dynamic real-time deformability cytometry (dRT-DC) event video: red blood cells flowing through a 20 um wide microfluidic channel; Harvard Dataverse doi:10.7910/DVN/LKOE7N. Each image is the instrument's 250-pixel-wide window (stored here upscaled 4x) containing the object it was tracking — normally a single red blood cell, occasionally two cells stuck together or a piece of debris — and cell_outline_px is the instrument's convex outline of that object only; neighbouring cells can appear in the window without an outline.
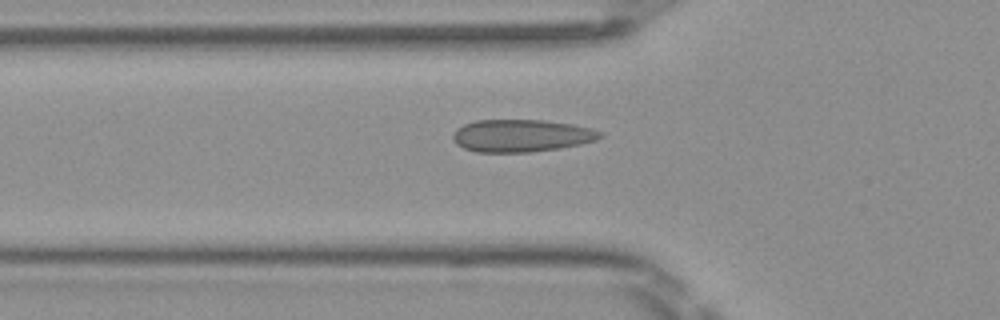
{"species": "Egyptian fruit bat (a non-hibernating species)", "species_latin": "Rousettus aegyptiacus", "temperature_condition": "room temperature", "stored_images_in_passage": 46, "camera_frame_rate_fps": 3000, "um_per_image_px": 0.085, "frame": {"image": 1, "passage_image": 17, "time_ms": 5.333, "image_size_px": [1000, 320], "cell_outline_px": [[604, 136], [596, 140], [580, 144], [560, 148], [528, 152], [476, 152], [464, 148], [456, 144], [452, 140], [452, 136], [456, 128], [464, 124], [476, 120], [544, 120], [572, 124], [592, 128], [604, 132]], "centroid_in_image_um": [44.33, 11.53], "position_along_channel_um": 81.5, "area_um2": 28.03}}
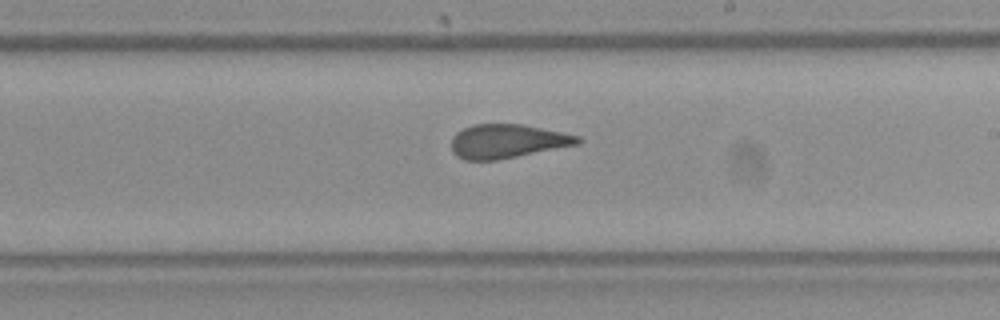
{"frame": {"image": 2, "passage_image": 29, "time_ms": 9.333, "image_size_px": [1000, 320], "cell_outline_px": [[584, 140], [580, 144], [496, 160], [464, 160], [456, 156], [452, 152], [452, 136], [456, 132], [472, 124], [524, 124], [580, 136]], "centroid_in_image_um": [43.13, 12.0], "position_along_channel_um": 245.9, "area_um2": 25.09}}
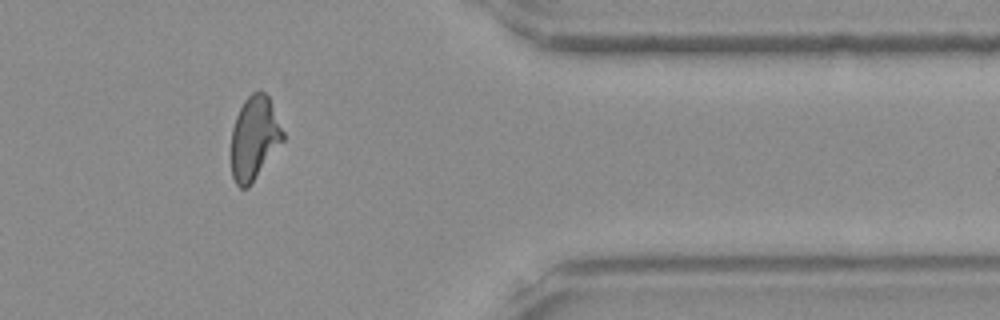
{"frame": {"image": 3, "passage_image": 41, "time_ms": 13.333, "image_size_px": [1000, 320], "cell_outline_px": [[284, 140], [248, 188], [240, 188], [236, 184], [232, 176], [232, 128], [236, 116], [244, 100], [252, 92], [264, 92], [268, 96], [284, 132]], "centroid_in_image_um": [21.62, 11.74], "position_along_channel_um": 389.8, "area_um2": 24.91}}